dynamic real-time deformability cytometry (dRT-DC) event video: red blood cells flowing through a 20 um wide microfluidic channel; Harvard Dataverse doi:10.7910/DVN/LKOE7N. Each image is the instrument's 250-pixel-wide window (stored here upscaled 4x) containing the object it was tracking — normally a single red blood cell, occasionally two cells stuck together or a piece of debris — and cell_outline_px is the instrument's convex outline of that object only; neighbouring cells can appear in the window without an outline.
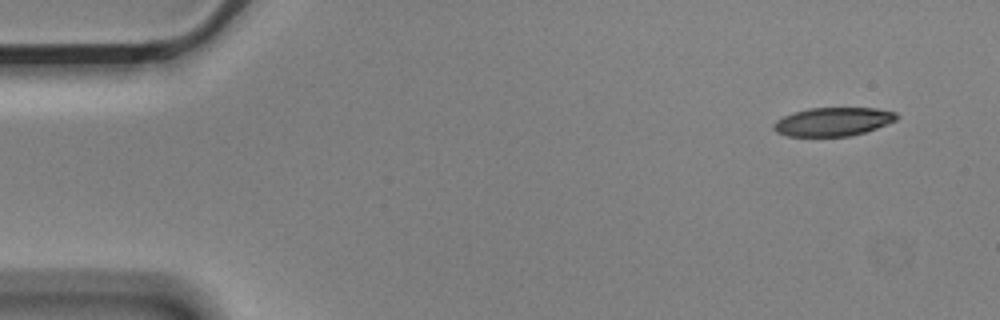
{"species": "Egyptian fruit bat (a non-hibernating species)", "species_latin": "Rousettus aegyptiacus", "temperature_condition": "cold", "stored_images_in_passage": 3, "camera_frame_rate_fps": 3000, "um_per_image_px": 0.085, "animal": {"sex": "male"}, "frame": {"image": 1, "passage_image": 1, "time_ms": 0.0, "image_size_px": [1000, 320], "cell_outline_px": [[900, 116], [896, 120], [876, 128], [864, 132], [848, 136], [788, 136], [776, 132], [772, 128], [772, 124], [776, 120], [792, 112], [808, 108], [876, 108], [896, 112]], "centroid_in_image_um": [70.78, 10.33], "position_along_channel_um": 14.2, "area_um2": 20.52}}